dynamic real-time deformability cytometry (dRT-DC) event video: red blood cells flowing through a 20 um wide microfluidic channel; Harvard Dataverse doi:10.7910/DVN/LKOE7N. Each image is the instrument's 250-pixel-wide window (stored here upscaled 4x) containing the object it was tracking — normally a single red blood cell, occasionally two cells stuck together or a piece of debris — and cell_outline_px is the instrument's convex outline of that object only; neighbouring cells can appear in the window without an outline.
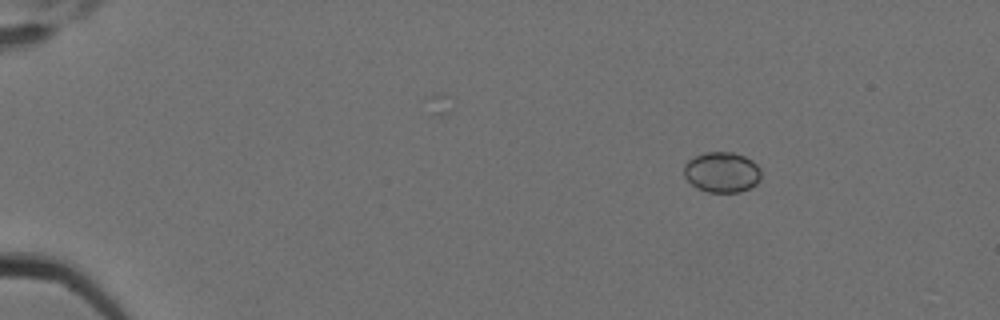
{"species": "Egyptian fruit bat (a non-hibernating species)", "species_latin": "Rousettus aegyptiacus", "temperature_condition": "cold", "stored_images_in_passage": 2, "camera_frame_rate_fps": 3000, "um_per_image_px": 0.085, "animal": {"sex": "female"}, "frame": {"image": 1, "passage_image": 2, "time_ms": 0.333, "image_size_px": [1000, 320], "cell_outline_px": [[760, 180], [756, 184], [740, 192], [708, 192], [696, 188], [684, 176], [684, 164], [688, 160], [704, 152], [732, 152], [744, 156], [752, 160], [760, 168]], "centroid_in_image_um": [61.35, 14.63], "position_along_channel_um": 23.6, "area_um2": 18.21}}